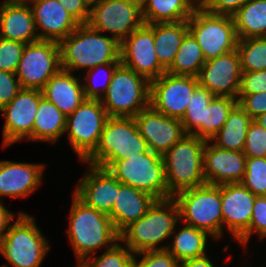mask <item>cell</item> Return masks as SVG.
I'll return each mask as SVG.
<instances>
[{"instance_id": "cell-1", "label": "cell", "mask_w": 266, "mask_h": 267, "mask_svg": "<svg viewBox=\"0 0 266 267\" xmlns=\"http://www.w3.org/2000/svg\"><path fill=\"white\" fill-rule=\"evenodd\" d=\"M71 198L66 236L77 259L76 263H83L98 251L113 247L120 240V234L109 215L89 207L74 193Z\"/></svg>"}, {"instance_id": "cell-2", "label": "cell", "mask_w": 266, "mask_h": 267, "mask_svg": "<svg viewBox=\"0 0 266 267\" xmlns=\"http://www.w3.org/2000/svg\"><path fill=\"white\" fill-rule=\"evenodd\" d=\"M58 44L61 69L68 72L84 73L98 65L121 63L120 43L88 24H79Z\"/></svg>"}, {"instance_id": "cell-3", "label": "cell", "mask_w": 266, "mask_h": 267, "mask_svg": "<svg viewBox=\"0 0 266 267\" xmlns=\"http://www.w3.org/2000/svg\"><path fill=\"white\" fill-rule=\"evenodd\" d=\"M179 222V207L173 197L156 200L144 216L120 233V241L134 254L165 250Z\"/></svg>"}, {"instance_id": "cell-4", "label": "cell", "mask_w": 266, "mask_h": 267, "mask_svg": "<svg viewBox=\"0 0 266 267\" xmlns=\"http://www.w3.org/2000/svg\"><path fill=\"white\" fill-rule=\"evenodd\" d=\"M50 247L35 218L20 213L0 239V254L8 263L0 267H41Z\"/></svg>"}, {"instance_id": "cell-5", "label": "cell", "mask_w": 266, "mask_h": 267, "mask_svg": "<svg viewBox=\"0 0 266 267\" xmlns=\"http://www.w3.org/2000/svg\"><path fill=\"white\" fill-rule=\"evenodd\" d=\"M148 151L147 142L140 135L134 117H109L97 147L81 164L107 169L114 161Z\"/></svg>"}, {"instance_id": "cell-6", "label": "cell", "mask_w": 266, "mask_h": 267, "mask_svg": "<svg viewBox=\"0 0 266 267\" xmlns=\"http://www.w3.org/2000/svg\"><path fill=\"white\" fill-rule=\"evenodd\" d=\"M206 140L186 134L163 154L168 199L205 184L203 151Z\"/></svg>"}, {"instance_id": "cell-7", "label": "cell", "mask_w": 266, "mask_h": 267, "mask_svg": "<svg viewBox=\"0 0 266 267\" xmlns=\"http://www.w3.org/2000/svg\"><path fill=\"white\" fill-rule=\"evenodd\" d=\"M180 223L207 232L214 240L223 239L221 185L205 183L177 193Z\"/></svg>"}, {"instance_id": "cell-8", "label": "cell", "mask_w": 266, "mask_h": 267, "mask_svg": "<svg viewBox=\"0 0 266 267\" xmlns=\"http://www.w3.org/2000/svg\"><path fill=\"white\" fill-rule=\"evenodd\" d=\"M150 82L120 63L101 103L109 117H135L149 106Z\"/></svg>"}, {"instance_id": "cell-9", "label": "cell", "mask_w": 266, "mask_h": 267, "mask_svg": "<svg viewBox=\"0 0 266 267\" xmlns=\"http://www.w3.org/2000/svg\"><path fill=\"white\" fill-rule=\"evenodd\" d=\"M107 170L124 185L150 194L156 200L168 199L165 165L160 154L149 150L126 160L114 161Z\"/></svg>"}, {"instance_id": "cell-10", "label": "cell", "mask_w": 266, "mask_h": 267, "mask_svg": "<svg viewBox=\"0 0 266 267\" xmlns=\"http://www.w3.org/2000/svg\"><path fill=\"white\" fill-rule=\"evenodd\" d=\"M187 23L206 61L237 49L239 39L233 16L212 14L197 7Z\"/></svg>"}, {"instance_id": "cell-11", "label": "cell", "mask_w": 266, "mask_h": 267, "mask_svg": "<svg viewBox=\"0 0 266 267\" xmlns=\"http://www.w3.org/2000/svg\"><path fill=\"white\" fill-rule=\"evenodd\" d=\"M87 24L121 43L133 31L145 24L142 5L131 0L96 1L90 4Z\"/></svg>"}, {"instance_id": "cell-12", "label": "cell", "mask_w": 266, "mask_h": 267, "mask_svg": "<svg viewBox=\"0 0 266 267\" xmlns=\"http://www.w3.org/2000/svg\"><path fill=\"white\" fill-rule=\"evenodd\" d=\"M108 118L98 99H85L73 113L66 116L64 135H67L68 143L81 162L97 147Z\"/></svg>"}, {"instance_id": "cell-13", "label": "cell", "mask_w": 266, "mask_h": 267, "mask_svg": "<svg viewBox=\"0 0 266 267\" xmlns=\"http://www.w3.org/2000/svg\"><path fill=\"white\" fill-rule=\"evenodd\" d=\"M60 69L58 42L39 39L25 45L15 74L22 89L42 90Z\"/></svg>"}, {"instance_id": "cell-14", "label": "cell", "mask_w": 266, "mask_h": 267, "mask_svg": "<svg viewBox=\"0 0 266 267\" xmlns=\"http://www.w3.org/2000/svg\"><path fill=\"white\" fill-rule=\"evenodd\" d=\"M198 85L197 77L165 72L150 81L149 105L170 118L181 120Z\"/></svg>"}, {"instance_id": "cell-15", "label": "cell", "mask_w": 266, "mask_h": 267, "mask_svg": "<svg viewBox=\"0 0 266 267\" xmlns=\"http://www.w3.org/2000/svg\"><path fill=\"white\" fill-rule=\"evenodd\" d=\"M42 97V90L21 89L11 102L0 110L5 119L2 128L4 149L24 139L26 142H32V129Z\"/></svg>"}, {"instance_id": "cell-16", "label": "cell", "mask_w": 266, "mask_h": 267, "mask_svg": "<svg viewBox=\"0 0 266 267\" xmlns=\"http://www.w3.org/2000/svg\"><path fill=\"white\" fill-rule=\"evenodd\" d=\"M154 45L153 30L144 24L120 43L121 63L149 82L159 78L166 69L159 63Z\"/></svg>"}, {"instance_id": "cell-17", "label": "cell", "mask_w": 266, "mask_h": 267, "mask_svg": "<svg viewBox=\"0 0 266 267\" xmlns=\"http://www.w3.org/2000/svg\"><path fill=\"white\" fill-rule=\"evenodd\" d=\"M242 69L237 50L207 60L198 75L199 84L214 96L234 97L238 100Z\"/></svg>"}, {"instance_id": "cell-18", "label": "cell", "mask_w": 266, "mask_h": 267, "mask_svg": "<svg viewBox=\"0 0 266 267\" xmlns=\"http://www.w3.org/2000/svg\"><path fill=\"white\" fill-rule=\"evenodd\" d=\"M134 119L149 150L162 156L186 135L181 120L170 118L150 105Z\"/></svg>"}, {"instance_id": "cell-19", "label": "cell", "mask_w": 266, "mask_h": 267, "mask_svg": "<svg viewBox=\"0 0 266 267\" xmlns=\"http://www.w3.org/2000/svg\"><path fill=\"white\" fill-rule=\"evenodd\" d=\"M255 198L242 183L221 185L223 235L226 229L235 242L249 229Z\"/></svg>"}, {"instance_id": "cell-20", "label": "cell", "mask_w": 266, "mask_h": 267, "mask_svg": "<svg viewBox=\"0 0 266 267\" xmlns=\"http://www.w3.org/2000/svg\"><path fill=\"white\" fill-rule=\"evenodd\" d=\"M87 167L72 192L89 207L109 215L119 192V181L107 169Z\"/></svg>"}, {"instance_id": "cell-21", "label": "cell", "mask_w": 266, "mask_h": 267, "mask_svg": "<svg viewBox=\"0 0 266 267\" xmlns=\"http://www.w3.org/2000/svg\"><path fill=\"white\" fill-rule=\"evenodd\" d=\"M45 163L0 161V201L29 197L43 182Z\"/></svg>"}, {"instance_id": "cell-22", "label": "cell", "mask_w": 266, "mask_h": 267, "mask_svg": "<svg viewBox=\"0 0 266 267\" xmlns=\"http://www.w3.org/2000/svg\"><path fill=\"white\" fill-rule=\"evenodd\" d=\"M246 160L243 151L227 150L215 146L210 140L206 141L203 151L205 183H241L245 175Z\"/></svg>"}, {"instance_id": "cell-23", "label": "cell", "mask_w": 266, "mask_h": 267, "mask_svg": "<svg viewBox=\"0 0 266 267\" xmlns=\"http://www.w3.org/2000/svg\"><path fill=\"white\" fill-rule=\"evenodd\" d=\"M33 12L40 40L60 42L71 34L79 23L58 0H26Z\"/></svg>"}, {"instance_id": "cell-24", "label": "cell", "mask_w": 266, "mask_h": 267, "mask_svg": "<svg viewBox=\"0 0 266 267\" xmlns=\"http://www.w3.org/2000/svg\"><path fill=\"white\" fill-rule=\"evenodd\" d=\"M0 37L24 44L39 40L33 12L26 0H2Z\"/></svg>"}, {"instance_id": "cell-25", "label": "cell", "mask_w": 266, "mask_h": 267, "mask_svg": "<svg viewBox=\"0 0 266 267\" xmlns=\"http://www.w3.org/2000/svg\"><path fill=\"white\" fill-rule=\"evenodd\" d=\"M42 93L66 116L73 113L86 99L81 76L63 69L51 77Z\"/></svg>"}, {"instance_id": "cell-26", "label": "cell", "mask_w": 266, "mask_h": 267, "mask_svg": "<svg viewBox=\"0 0 266 267\" xmlns=\"http://www.w3.org/2000/svg\"><path fill=\"white\" fill-rule=\"evenodd\" d=\"M155 201L152 195L119 182V192L109 214L116 231L120 234L144 216Z\"/></svg>"}, {"instance_id": "cell-27", "label": "cell", "mask_w": 266, "mask_h": 267, "mask_svg": "<svg viewBox=\"0 0 266 267\" xmlns=\"http://www.w3.org/2000/svg\"><path fill=\"white\" fill-rule=\"evenodd\" d=\"M177 224L175 231L172 233L167 250L176 258L179 263L198 258L208 254V240L212 236L207 232L196 229L193 226H183ZM179 227V228H178ZM180 229V230H179Z\"/></svg>"}, {"instance_id": "cell-28", "label": "cell", "mask_w": 266, "mask_h": 267, "mask_svg": "<svg viewBox=\"0 0 266 267\" xmlns=\"http://www.w3.org/2000/svg\"><path fill=\"white\" fill-rule=\"evenodd\" d=\"M153 30L155 51L159 63L167 70L175 59L186 33L187 21L147 24Z\"/></svg>"}, {"instance_id": "cell-29", "label": "cell", "mask_w": 266, "mask_h": 267, "mask_svg": "<svg viewBox=\"0 0 266 267\" xmlns=\"http://www.w3.org/2000/svg\"><path fill=\"white\" fill-rule=\"evenodd\" d=\"M66 115L57 106L42 97L32 129V142L55 144L65 134Z\"/></svg>"}, {"instance_id": "cell-30", "label": "cell", "mask_w": 266, "mask_h": 267, "mask_svg": "<svg viewBox=\"0 0 266 267\" xmlns=\"http://www.w3.org/2000/svg\"><path fill=\"white\" fill-rule=\"evenodd\" d=\"M197 6L192 0H145L142 16L145 24L187 21Z\"/></svg>"}, {"instance_id": "cell-31", "label": "cell", "mask_w": 266, "mask_h": 267, "mask_svg": "<svg viewBox=\"0 0 266 267\" xmlns=\"http://www.w3.org/2000/svg\"><path fill=\"white\" fill-rule=\"evenodd\" d=\"M253 119L238 105L229 112L223 127L210 139L220 148L243 151L248 127Z\"/></svg>"}, {"instance_id": "cell-32", "label": "cell", "mask_w": 266, "mask_h": 267, "mask_svg": "<svg viewBox=\"0 0 266 267\" xmlns=\"http://www.w3.org/2000/svg\"><path fill=\"white\" fill-rule=\"evenodd\" d=\"M233 19L238 39L266 37V0H250Z\"/></svg>"}, {"instance_id": "cell-33", "label": "cell", "mask_w": 266, "mask_h": 267, "mask_svg": "<svg viewBox=\"0 0 266 267\" xmlns=\"http://www.w3.org/2000/svg\"><path fill=\"white\" fill-rule=\"evenodd\" d=\"M205 62L206 60L196 38L188 31L181 42L173 63L166 72L172 75L198 77Z\"/></svg>"}, {"instance_id": "cell-34", "label": "cell", "mask_w": 266, "mask_h": 267, "mask_svg": "<svg viewBox=\"0 0 266 267\" xmlns=\"http://www.w3.org/2000/svg\"><path fill=\"white\" fill-rule=\"evenodd\" d=\"M236 104L234 97L214 96L204 109L203 123L192 135L209 141L223 127Z\"/></svg>"}, {"instance_id": "cell-35", "label": "cell", "mask_w": 266, "mask_h": 267, "mask_svg": "<svg viewBox=\"0 0 266 267\" xmlns=\"http://www.w3.org/2000/svg\"><path fill=\"white\" fill-rule=\"evenodd\" d=\"M242 72L266 69V37L239 39L237 44Z\"/></svg>"}, {"instance_id": "cell-36", "label": "cell", "mask_w": 266, "mask_h": 267, "mask_svg": "<svg viewBox=\"0 0 266 267\" xmlns=\"http://www.w3.org/2000/svg\"><path fill=\"white\" fill-rule=\"evenodd\" d=\"M119 64L106 63L98 65L80 74L86 99L101 100L107 92L113 72Z\"/></svg>"}, {"instance_id": "cell-37", "label": "cell", "mask_w": 266, "mask_h": 267, "mask_svg": "<svg viewBox=\"0 0 266 267\" xmlns=\"http://www.w3.org/2000/svg\"><path fill=\"white\" fill-rule=\"evenodd\" d=\"M214 95L200 84L191 96L187 110L181 119L186 134L192 135L203 123L204 109L212 100Z\"/></svg>"}, {"instance_id": "cell-38", "label": "cell", "mask_w": 266, "mask_h": 267, "mask_svg": "<svg viewBox=\"0 0 266 267\" xmlns=\"http://www.w3.org/2000/svg\"><path fill=\"white\" fill-rule=\"evenodd\" d=\"M134 253L120 240L100 255H92L83 264L85 267H132Z\"/></svg>"}, {"instance_id": "cell-39", "label": "cell", "mask_w": 266, "mask_h": 267, "mask_svg": "<svg viewBox=\"0 0 266 267\" xmlns=\"http://www.w3.org/2000/svg\"><path fill=\"white\" fill-rule=\"evenodd\" d=\"M241 183L254 195L266 196V157H247Z\"/></svg>"}, {"instance_id": "cell-40", "label": "cell", "mask_w": 266, "mask_h": 267, "mask_svg": "<svg viewBox=\"0 0 266 267\" xmlns=\"http://www.w3.org/2000/svg\"><path fill=\"white\" fill-rule=\"evenodd\" d=\"M257 236L258 241L266 239V196H256L252 209V218L249 229L236 241L246 248L251 236Z\"/></svg>"}, {"instance_id": "cell-41", "label": "cell", "mask_w": 266, "mask_h": 267, "mask_svg": "<svg viewBox=\"0 0 266 267\" xmlns=\"http://www.w3.org/2000/svg\"><path fill=\"white\" fill-rule=\"evenodd\" d=\"M243 153L246 157H266V129L254 119L247 130Z\"/></svg>"}, {"instance_id": "cell-42", "label": "cell", "mask_w": 266, "mask_h": 267, "mask_svg": "<svg viewBox=\"0 0 266 267\" xmlns=\"http://www.w3.org/2000/svg\"><path fill=\"white\" fill-rule=\"evenodd\" d=\"M179 264L167 249L149 250L134 254L132 267H179Z\"/></svg>"}, {"instance_id": "cell-43", "label": "cell", "mask_w": 266, "mask_h": 267, "mask_svg": "<svg viewBox=\"0 0 266 267\" xmlns=\"http://www.w3.org/2000/svg\"><path fill=\"white\" fill-rule=\"evenodd\" d=\"M25 45L0 37V70L16 73Z\"/></svg>"}, {"instance_id": "cell-44", "label": "cell", "mask_w": 266, "mask_h": 267, "mask_svg": "<svg viewBox=\"0 0 266 267\" xmlns=\"http://www.w3.org/2000/svg\"><path fill=\"white\" fill-rule=\"evenodd\" d=\"M237 104L255 119L266 112V91L255 94H238Z\"/></svg>"}, {"instance_id": "cell-45", "label": "cell", "mask_w": 266, "mask_h": 267, "mask_svg": "<svg viewBox=\"0 0 266 267\" xmlns=\"http://www.w3.org/2000/svg\"><path fill=\"white\" fill-rule=\"evenodd\" d=\"M22 89L15 73L0 70V110Z\"/></svg>"}, {"instance_id": "cell-46", "label": "cell", "mask_w": 266, "mask_h": 267, "mask_svg": "<svg viewBox=\"0 0 266 267\" xmlns=\"http://www.w3.org/2000/svg\"><path fill=\"white\" fill-rule=\"evenodd\" d=\"M266 91V69L242 72L239 94H255Z\"/></svg>"}, {"instance_id": "cell-47", "label": "cell", "mask_w": 266, "mask_h": 267, "mask_svg": "<svg viewBox=\"0 0 266 267\" xmlns=\"http://www.w3.org/2000/svg\"><path fill=\"white\" fill-rule=\"evenodd\" d=\"M249 1L250 0H209L203 8L212 14L233 16Z\"/></svg>"}, {"instance_id": "cell-48", "label": "cell", "mask_w": 266, "mask_h": 267, "mask_svg": "<svg viewBox=\"0 0 266 267\" xmlns=\"http://www.w3.org/2000/svg\"><path fill=\"white\" fill-rule=\"evenodd\" d=\"M79 24H87L90 3L87 0H58Z\"/></svg>"}, {"instance_id": "cell-49", "label": "cell", "mask_w": 266, "mask_h": 267, "mask_svg": "<svg viewBox=\"0 0 266 267\" xmlns=\"http://www.w3.org/2000/svg\"><path fill=\"white\" fill-rule=\"evenodd\" d=\"M20 213H26V211L20 210L17 213H13V211H10V209L5 207V203L3 201H0V239L9 229V226L11 222L14 221V218H17ZM15 215L17 216L15 217Z\"/></svg>"}, {"instance_id": "cell-50", "label": "cell", "mask_w": 266, "mask_h": 267, "mask_svg": "<svg viewBox=\"0 0 266 267\" xmlns=\"http://www.w3.org/2000/svg\"><path fill=\"white\" fill-rule=\"evenodd\" d=\"M179 267H217L207 254L179 264Z\"/></svg>"}, {"instance_id": "cell-51", "label": "cell", "mask_w": 266, "mask_h": 267, "mask_svg": "<svg viewBox=\"0 0 266 267\" xmlns=\"http://www.w3.org/2000/svg\"><path fill=\"white\" fill-rule=\"evenodd\" d=\"M258 124L266 129V112L254 119Z\"/></svg>"}, {"instance_id": "cell-52", "label": "cell", "mask_w": 266, "mask_h": 267, "mask_svg": "<svg viewBox=\"0 0 266 267\" xmlns=\"http://www.w3.org/2000/svg\"><path fill=\"white\" fill-rule=\"evenodd\" d=\"M197 7H203L209 0H192Z\"/></svg>"}, {"instance_id": "cell-53", "label": "cell", "mask_w": 266, "mask_h": 267, "mask_svg": "<svg viewBox=\"0 0 266 267\" xmlns=\"http://www.w3.org/2000/svg\"><path fill=\"white\" fill-rule=\"evenodd\" d=\"M131 1H135V2H137L139 4H141V5L145 2V0H131Z\"/></svg>"}, {"instance_id": "cell-54", "label": "cell", "mask_w": 266, "mask_h": 267, "mask_svg": "<svg viewBox=\"0 0 266 267\" xmlns=\"http://www.w3.org/2000/svg\"><path fill=\"white\" fill-rule=\"evenodd\" d=\"M76 267H85L83 263H76Z\"/></svg>"}, {"instance_id": "cell-55", "label": "cell", "mask_w": 266, "mask_h": 267, "mask_svg": "<svg viewBox=\"0 0 266 267\" xmlns=\"http://www.w3.org/2000/svg\"><path fill=\"white\" fill-rule=\"evenodd\" d=\"M90 4L96 2V1H99V0H87Z\"/></svg>"}]
</instances>
